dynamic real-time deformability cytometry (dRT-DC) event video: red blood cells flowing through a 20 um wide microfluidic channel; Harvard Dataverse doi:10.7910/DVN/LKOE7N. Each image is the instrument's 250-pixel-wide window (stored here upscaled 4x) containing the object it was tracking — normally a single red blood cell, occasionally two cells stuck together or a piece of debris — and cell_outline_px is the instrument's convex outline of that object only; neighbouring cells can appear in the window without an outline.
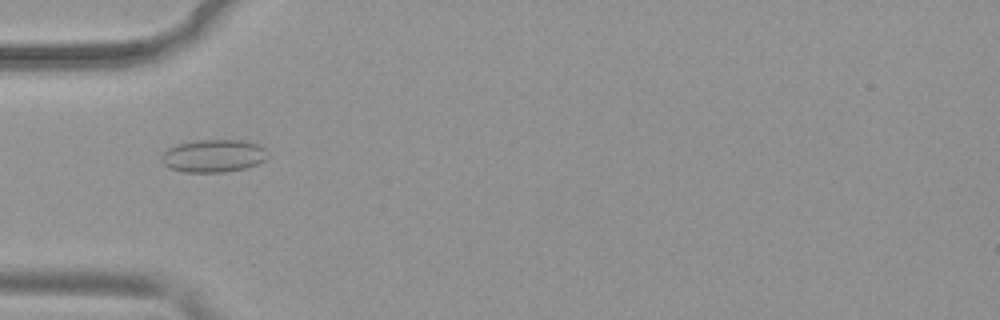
{"species": "common noctule bat (a hibernating species)", "species_latin": "Nyctalus noctula", "temperature_condition": "warm", "stored_images_in_passage": 41, "camera_frame_rate_fps": 3000, "um_per_image_px": 0.085, "animal": {"sex": "female", "body_mass_g": 19.9}, "frame": {"image": 1, "passage_image": 6, "time_ms": 1.667, "image_size_px": [1000, 320], "cell_outline_px": [[268, 156], [264, 160], [256, 164], [244, 168], [224, 172], [184, 172], [168, 168], [160, 160], [160, 156], [168, 148], [180, 144], [196, 140], [244, 140], [260, 144], [264, 148]], "centroid_in_image_um": [18.13, 13.24], "position_along_channel_um": 66.9, "area_um2": 20.29}}
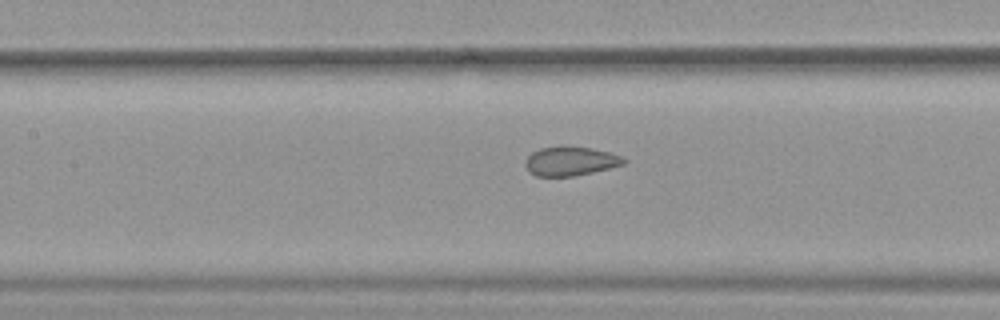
{"frame": {"image": 2, "passage_image": 13, "time_ms": 4.0, "image_size_px": [1000, 320], "cell_outline_px": [[628, 160], [624, 164], [592, 172], [572, 176], [536, 176], [528, 172], [524, 164], [524, 160], [532, 152], [540, 148], [564, 144], [592, 148], [608, 152], [620, 156]], "centroid_in_image_um": [48.43, 13.67], "position_along_channel_um": 159.0, "area_um2": 16.99}}
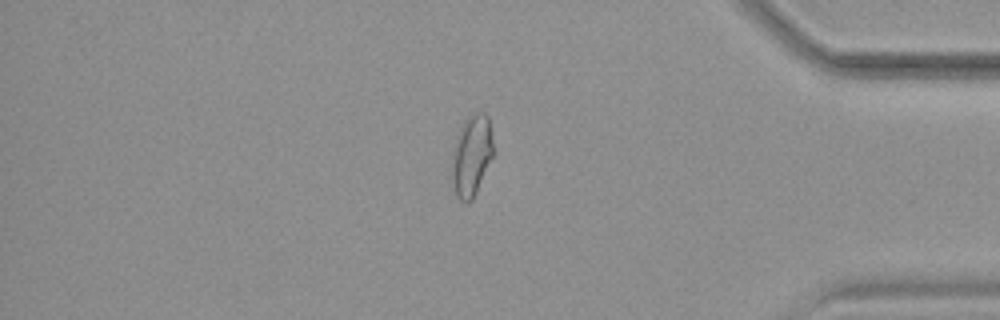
{"frame": {"image": 3, "passage_image": 33, "time_ms": 10.667, "image_size_px": [1000, 320], "cell_outline_px": [[492, 156], [476, 192], [472, 200], [468, 204], [460, 200], [456, 196], [448, 176], [452, 152], [456, 136], [464, 120], [472, 112], [484, 112], [488, 116], [492, 140]], "centroid_in_image_um": [40.0, 13.25], "position_along_channel_um": 395.2, "area_um2": 20.06}, "authors_computed_cell_mechanics": {"area_um2": 18.0336, "velocity_mm_per_s": 3.9534, "shape_relaxation_time_tau1_ms": null, "shape_relaxation_time_tau2_ms": 0.7381, "deformation_change_tau1": null, "deformation_change_tau2": 0.0511}}